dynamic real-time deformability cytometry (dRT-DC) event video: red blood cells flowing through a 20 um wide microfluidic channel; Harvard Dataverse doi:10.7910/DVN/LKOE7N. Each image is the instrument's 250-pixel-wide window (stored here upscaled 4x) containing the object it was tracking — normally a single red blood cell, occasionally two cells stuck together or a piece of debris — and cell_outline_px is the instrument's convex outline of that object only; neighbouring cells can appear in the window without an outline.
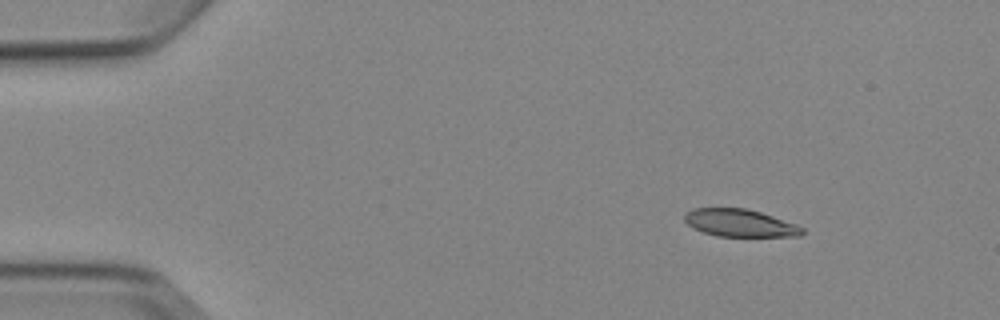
{"species": "Egyptian fruit bat (a non-hibernating species)", "species_latin": "Rousettus aegyptiacus", "temperature_condition": "cold", "stored_images_in_passage": 7, "camera_frame_rate_fps": 3000, "um_per_image_px": 0.085, "animal": {"sex": "female"}, "frame": {"image": 1, "passage_image": 3, "time_ms": 2.333, "image_size_px": [1000, 320], "cell_outline_px": [[804, 232], [800, 236], [716, 236], [692, 228], [684, 220], [684, 212], [692, 208], [744, 208], [760, 212], [796, 224], [804, 228]], "centroid_in_image_um": [62.85, 18.95], "position_along_channel_um": 22.1, "area_um2": 18.84}}
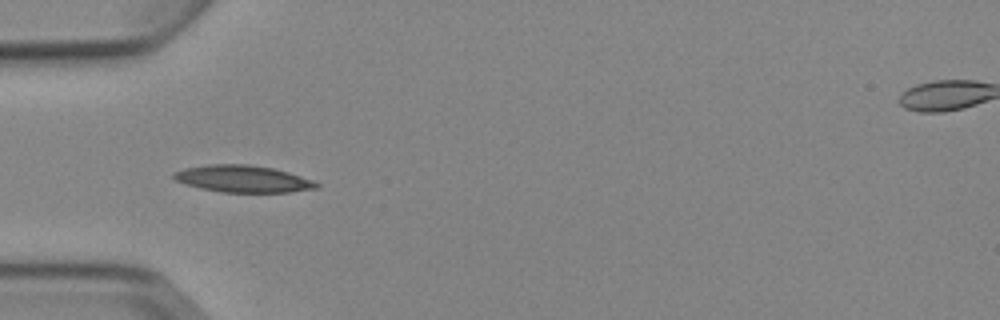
{"frame": {"image": 2, "passage_image": 6, "time_ms": 5.667, "image_size_px": [1000, 320], "cell_outline_px": [[320, 188], [288, 192], [220, 192], [200, 188], [184, 184], [176, 180], [172, 176], [172, 172], [184, 168], [208, 164], [248, 164], [272, 168], [288, 172], [312, 180], [320, 184]], "centroid_in_image_um": [20.62, 15.2], "position_along_channel_um": 64.4, "area_um2": 22.48}}
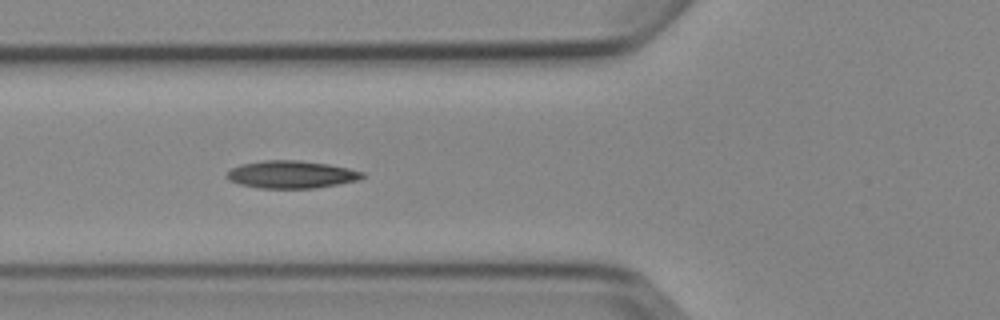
{"frame": {"image": 3, "passage_image": 7, "time_ms": 6.667, "image_size_px": [1000, 320], "cell_outline_px": [[364, 176], [360, 180], [316, 188], [256, 188], [240, 184], [228, 180], [224, 176], [232, 168], [240, 164], [264, 160], [296, 160], [328, 164], [348, 168], [364, 172]], "centroid_in_image_um": [24.75, 14.83], "position_along_channel_um": 101.1, "area_um2": 21.85}}